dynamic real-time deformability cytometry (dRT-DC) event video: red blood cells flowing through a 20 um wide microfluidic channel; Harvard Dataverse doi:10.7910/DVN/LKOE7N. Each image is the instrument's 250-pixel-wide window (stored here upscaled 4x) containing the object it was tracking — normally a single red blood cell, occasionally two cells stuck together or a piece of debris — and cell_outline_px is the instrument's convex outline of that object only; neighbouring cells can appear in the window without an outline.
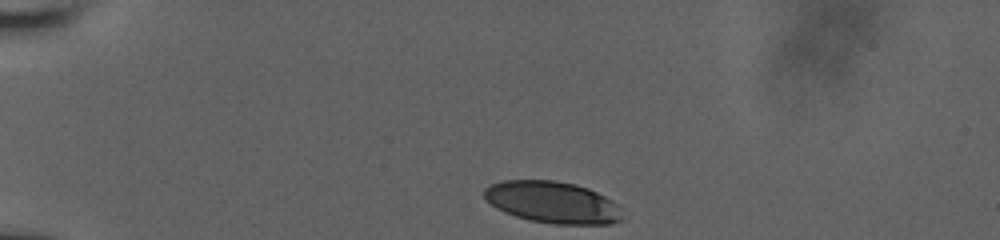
{"species": "human", "species_latin": "Homo sapiens", "temperature_condition": "room temperature", "stored_images_in_passage": 44, "camera_frame_rate_fps": 3000, "um_per_image_px": 0.085, "donor": {"sex": "male"}, "frame": {"image": 1, "passage_image": 1, "time_ms": 0.0, "image_size_px": [1000, 240], "cell_outline_px": [[624, 220], [612, 224], [552, 224], [528, 220], [504, 212], [496, 208], [484, 196], [484, 188], [492, 184], [504, 180], [552, 180], [576, 184], [588, 188], [620, 204]], "centroid_in_image_um": [47.02, 17.2], "position_along_channel_um": 38.0, "area_um2": 33.87}}
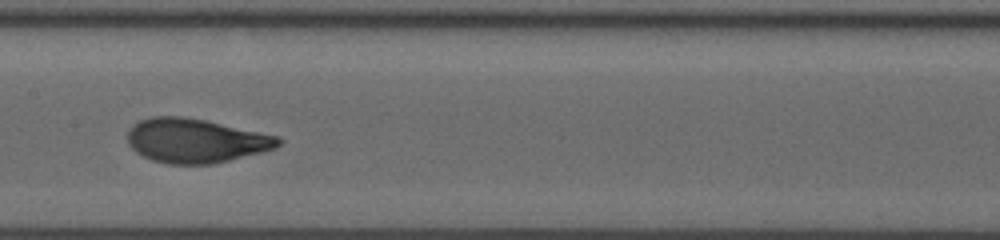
{"frame": {"image": 2, "passage_image": 25, "time_ms": 5.667, "image_size_px": [1000, 240], "cell_outline_px": [[284, 140], [276, 148], [212, 164], [168, 164], [152, 160], [136, 152], [128, 144], [128, 128], [132, 124], [140, 120], [152, 116], [180, 116], [204, 120], [280, 136]], "centroid_in_image_um": [16.62, 11.95], "position_along_channel_um": 190.8, "area_um2": 38.78}}
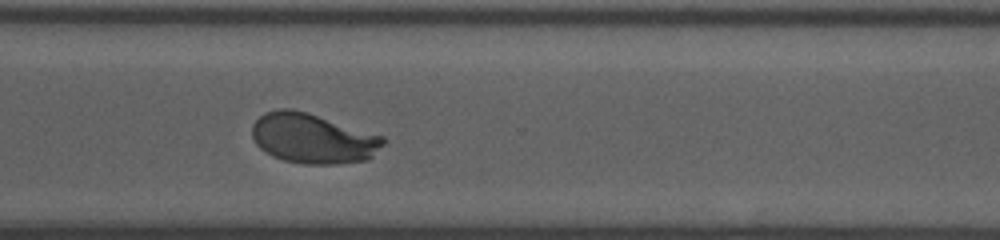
{"frame": {"image": 3, "passage_image": 43, "time_ms": 9.667, "image_size_px": [1000, 240], "cell_outline_px": [[384, 144], [368, 160], [336, 164], [304, 164], [284, 160], [272, 156], [260, 148], [256, 144], [252, 136], [252, 124], [264, 112], [280, 108], [292, 108], [308, 112], [384, 136]], "centroid_in_image_um": [26.58, 11.76], "position_along_channel_um": 344.0, "area_um2": 38.38}}